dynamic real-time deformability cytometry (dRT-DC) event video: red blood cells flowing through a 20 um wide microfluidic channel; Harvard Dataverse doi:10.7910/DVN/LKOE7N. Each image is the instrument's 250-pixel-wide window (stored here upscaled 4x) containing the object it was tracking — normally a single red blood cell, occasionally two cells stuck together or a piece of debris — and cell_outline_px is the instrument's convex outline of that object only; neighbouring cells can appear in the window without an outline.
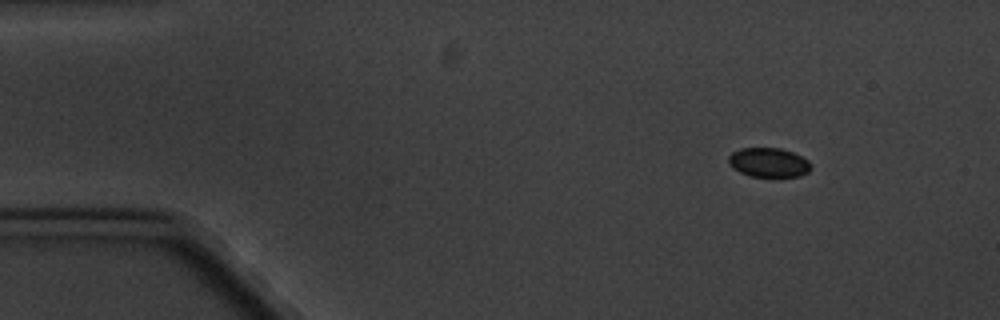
{"species": "common noctule bat (a hibernating species)", "species_latin": "Nyctalus noctula", "temperature_condition": "cold", "stored_images_in_passage": 5, "camera_frame_rate_fps": 3000, "um_per_image_px": 0.085, "animal": {"sex": "male", "body_mass_g": 20.1, "forearm_length_mm": 53.5}, "frame": {"image": 1, "passage_image": 2, "time_ms": 1.333, "image_size_px": [1000, 320], "cell_outline_px": [[812, 168], [808, 172], [800, 176], [772, 180], [748, 176], [732, 168], [728, 164], [728, 156], [732, 152], [740, 148], [780, 148], [792, 152], [808, 160]], "centroid_in_image_um": [65.33, 13.87], "position_along_channel_um": 19.7, "area_um2": 14.85}}
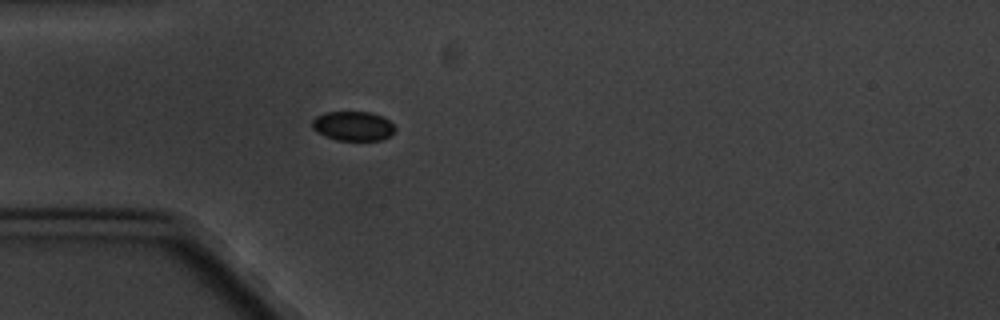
{"frame": {"image": 2, "passage_image": 5, "time_ms": 4.667, "image_size_px": [1000, 320], "cell_outline_px": [[396, 132], [380, 140], [336, 140], [324, 136], [316, 132], [312, 128], [312, 120], [316, 116], [328, 112], [372, 112], [384, 116], [396, 128]], "centroid_in_image_um": [30.01, 10.71], "position_along_channel_um": 55.0, "area_um2": 14.33}}